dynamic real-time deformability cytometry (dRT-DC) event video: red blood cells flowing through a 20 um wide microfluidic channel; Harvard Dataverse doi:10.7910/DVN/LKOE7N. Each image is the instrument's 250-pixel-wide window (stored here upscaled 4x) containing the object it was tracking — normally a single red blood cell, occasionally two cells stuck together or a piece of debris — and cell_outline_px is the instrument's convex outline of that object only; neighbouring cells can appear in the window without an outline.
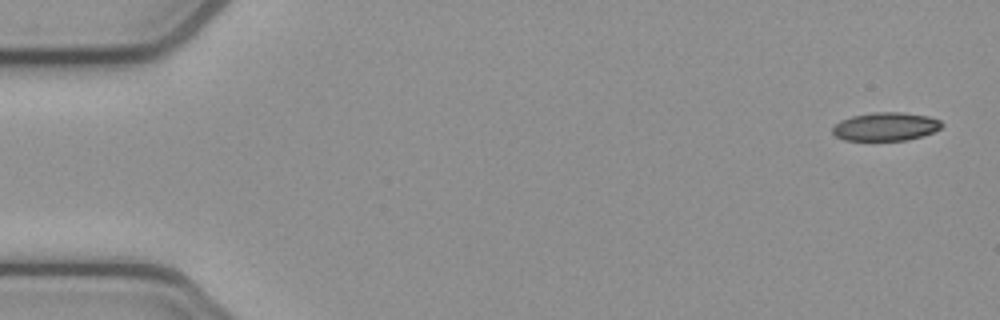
{"species": "common noctule bat (a hibernating species)", "species_latin": "Nyctalus noctula", "temperature_condition": "cold", "stored_images_in_passage": 5, "camera_frame_rate_fps": 3000, "um_per_image_px": 0.085, "animal": {"sex": "female", "body_mass_g": 21.9}, "frame": {"image": 1, "passage_image": 1, "time_ms": 0.0, "image_size_px": [1000, 320], "cell_outline_px": [[944, 124], [940, 128], [932, 132], [920, 136], [904, 140], [844, 140], [836, 136], [832, 132], [832, 128], [840, 120], [852, 116], [872, 112], [904, 112], [928, 116], [940, 120]], "centroid_in_image_um": [75.27, 10.75], "position_along_channel_um": 9.7, "area_um2": 17.98}}
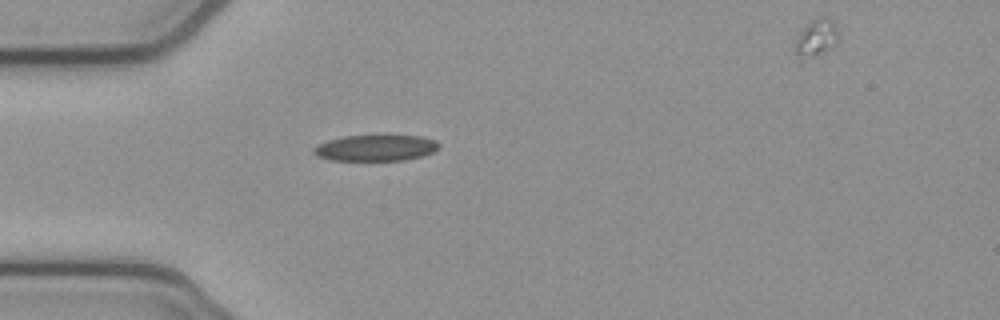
{"frame": {"image": 2, "passage_image": 4, "time_ms": 1.0, "image_size_px": [1000, 320], "cell_outline_px": [[440, 148], [432, 152], [420, 156], [404, 160], [332, 160], [316, 156], [312, 152], [312, 148], [328, 140], [344, 136], [380, 132], [420, 136], [436, 140], [440, 144]], "centroid_in_image_um": [31.95, 12.51], "position_along_channel_um": 53.0, "area_um2": 20.0}}